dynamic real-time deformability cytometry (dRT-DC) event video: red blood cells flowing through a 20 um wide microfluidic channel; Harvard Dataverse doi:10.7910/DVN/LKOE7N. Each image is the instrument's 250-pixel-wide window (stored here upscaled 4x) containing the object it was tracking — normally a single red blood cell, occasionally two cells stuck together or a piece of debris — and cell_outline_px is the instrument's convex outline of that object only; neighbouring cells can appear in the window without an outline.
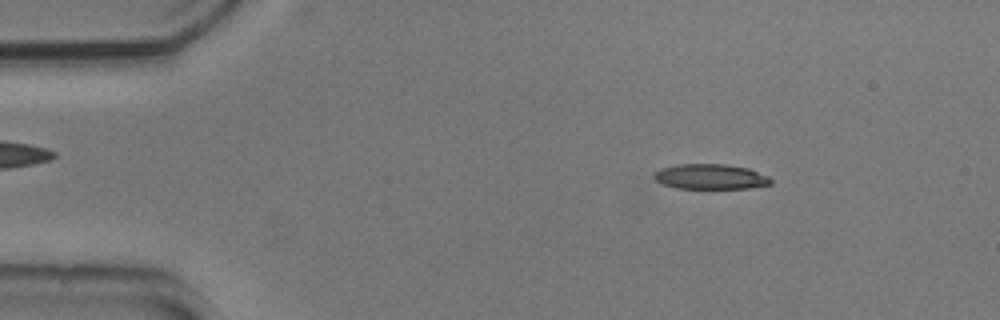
{"species": "common noctule bat (a hibernating species)", "species_latin": "Nyctalus noctula", "temperature_condition": "cold", "stored_images_in_passage": 49, "camera_frame_rate_fps": 3000, "um_per_image_px": 0.085, "animal": {"sex": "male", "body_mass_g": 20.5, "forearm_length_mm": 52.5}, "frame": {"image": 1, "passage_image": 3, "time_ms": 0.667, "image_size_px": [1000, 320], "cell_outline_px": [[772, 184], [748, 188], [676, 188], [660, 184], [652, 176], [660, 168], [676, 164], [724, 164], [748, 168], [768, 176], [772, 180]], "centroid_in_image_um": [60.36, 15.01], "position_along_channel_um": 24.6, "area_um2": 17.17}}
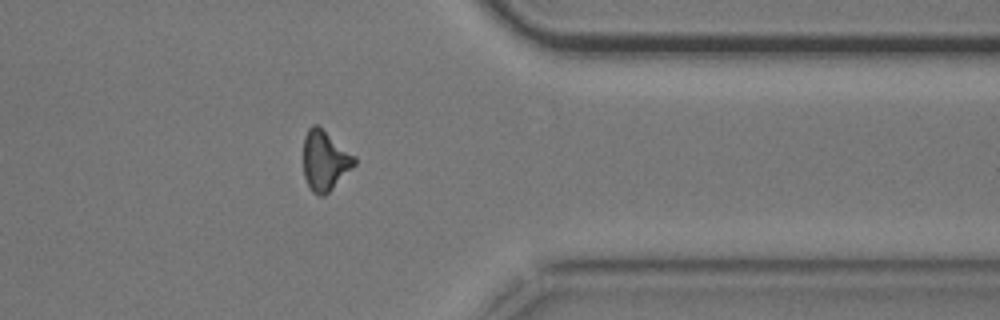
{"frame": {"image": 2, "passage_image": 38, "time_ms": 12.333, "image_size_px": [1000, 320], "cell_outline_px": [[356, 164], [324, 196], [320, 196], [312, 192], [308, 188], [304, 176], [304, 136], [308, 128], [312, 124], [316, 124], [356, 156]], "centroid_in_image_um": [27.6, 13.66], "position_along_channel_um": 383.8, "area_um2": 17.74}}
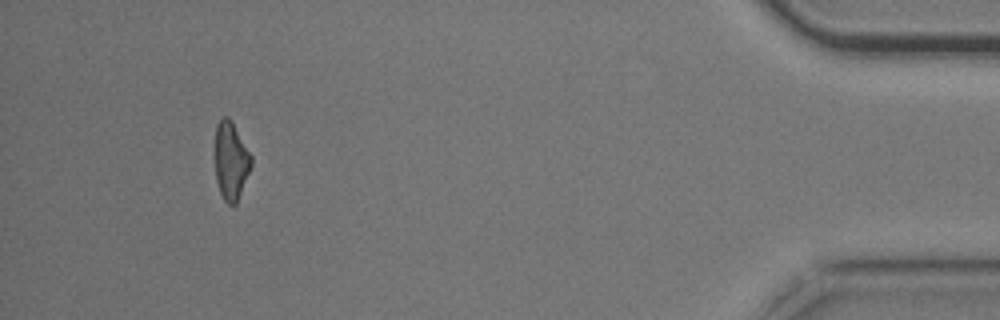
{"frame": {"image": 3, "passage_image": 45, "time_ms": 14.667, "image_size_px": [1000, 320], "cell_outline_px": [[252, 164], [236, 204], [228, 204], [224, 200], [220, 192], [216, 180], [216, 124], [224, 116], [228, 116], [232, 120], [252, 156]], "centroid_in_image_um": [19.64, 13.64], "position_along_channel_um": 415.6, "area_um2": 16.3}, "authors_computed_cell_mechanics": {"area_um2": 18.207, "velocity_mm_per_s": 3.7474, "shape_relaxation_time_tau1_ms": 7.795, "shape_relaxation_time_tau2_ms": 9.5419, "deformation_change_tau1": 0.2129, "deformation_change_tau2": 0.2257}}